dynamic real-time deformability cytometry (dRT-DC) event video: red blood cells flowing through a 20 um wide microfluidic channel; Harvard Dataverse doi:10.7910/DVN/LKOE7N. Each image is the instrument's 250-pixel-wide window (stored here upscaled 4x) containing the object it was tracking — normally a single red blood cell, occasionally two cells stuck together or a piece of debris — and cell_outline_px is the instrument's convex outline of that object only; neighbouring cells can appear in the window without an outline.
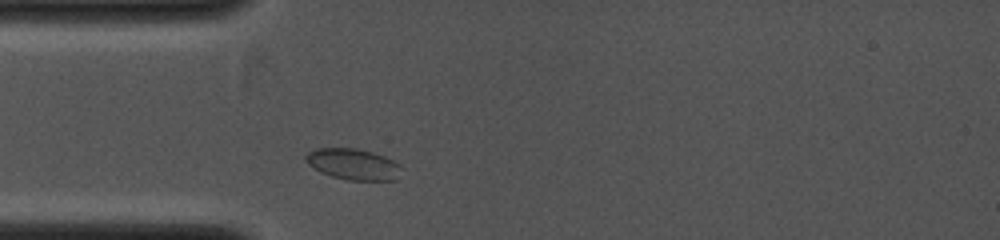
{"species": "common noctule bat (a hibernating species)", "species_latin": "Nyctalus noctula", "temperature_condition": "cold", "stored_images_in_passage": 14, "camera_frame_rate_fps": 4000, "um_per_image_px": 0.085, "animal": {"sex": "female", "body_mass_g": 19.0, "forearm_length_mm": 53.3}, "frame": {"image": 1, "passage_image": 1, "time_ms": 0.0, "image_size_px": [1000, 240], "cell_outline_px": [[404, 168], [396, 180], [348, 180], [332, 176], [320, 172], [308, 164], [304, 160], [304, 156], [308, 152], [316, 148], [356, 148], [372, 152], [384, 156], [400, 164]], "centroid_in_image_um": [30.03, 13.96], "position_along_channel_um": 55.0, "area_um2": 17.51}}
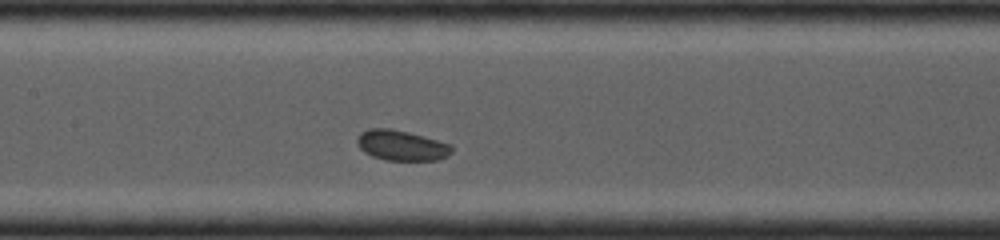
{"frame": {"image": 2, "passage_image": 6, "time_ms": 2.25, "image_size_px": [1000, 240], "cell_outline_px": [[452, 152], [448, 156], [440, 160], [384, 160], [372, 156], [364, 152], [356, 144], [356, 140], [360, 132], [368, 128], [388, 128], [408, 132], [452, 144]], "centroid_in_image_um": [34.11, 12.36], "position_along_channel_um": 173.3, "area_um2": 16.88}}
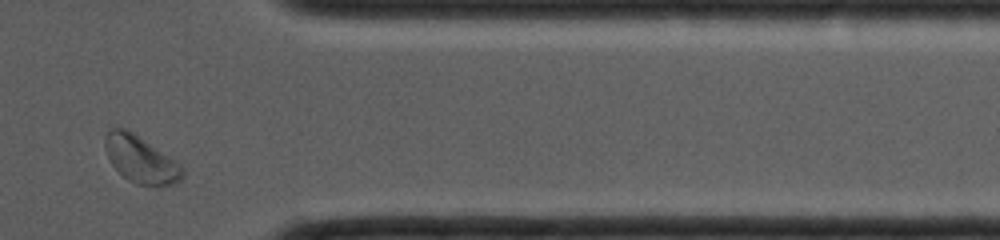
{"frame": {"image": 3, "passage_image": 14, "time_ms": 6.5, "image_size_px": [1000, 240], "cell_outline_px": [[184, 176], [180, 180], [172, 184], [136, 184], [128, 180], [108, 160], [104, 144], [108, 132], [112, 128], [128, 128], [176, 160], [184, 168]], "centroid_in_image_um": [11.97, 13.52], "position_along_channel_um": 399.4, "area_um2": 21.04}}